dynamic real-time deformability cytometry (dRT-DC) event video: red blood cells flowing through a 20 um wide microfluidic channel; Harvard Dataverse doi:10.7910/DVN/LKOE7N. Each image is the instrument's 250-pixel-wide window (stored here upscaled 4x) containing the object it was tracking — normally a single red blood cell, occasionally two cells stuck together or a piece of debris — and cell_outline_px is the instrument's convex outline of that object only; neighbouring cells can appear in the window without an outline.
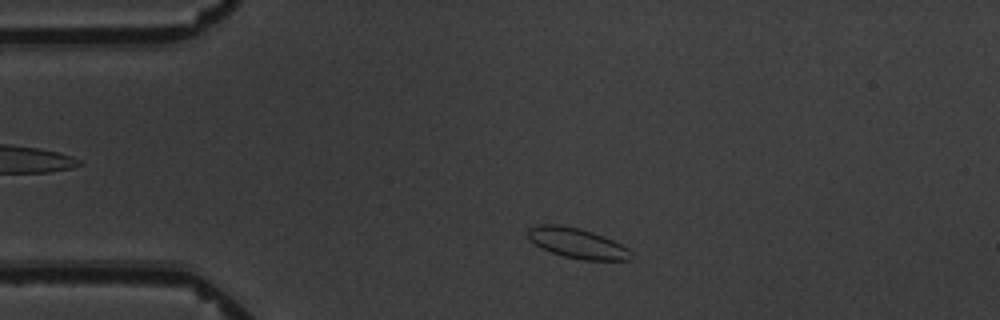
{"species": "common noctule bat (a hibernating species)", "species_latin": "Nyctalus noctula", "temperature_condition": "warm", "stored_images_in_passage": 3, "camera_frame_rate_fps": 3000, "um_per_image_px": 0.085, "animal": {"sex": "male", "body_mass_g": 19.5, "forearm_length_mm": 54.6}, "frame": {"image": 1, "passage_image": 1, "time_ms": 0.0, "image_size_px": [1000, 320], "cell_outline_px": [[632, 260], [584, 260], [564, 256], [552, 252], [528, 240], [528, 228], [540, 224], [560, 224], [580, 228], [592, 232], [612, 240], [628, 248], [632, 252]], "centroid_in_image_um": [49.07, 20.66], "position_along_channel_um": 35.9, "area_um2": 18.03}}